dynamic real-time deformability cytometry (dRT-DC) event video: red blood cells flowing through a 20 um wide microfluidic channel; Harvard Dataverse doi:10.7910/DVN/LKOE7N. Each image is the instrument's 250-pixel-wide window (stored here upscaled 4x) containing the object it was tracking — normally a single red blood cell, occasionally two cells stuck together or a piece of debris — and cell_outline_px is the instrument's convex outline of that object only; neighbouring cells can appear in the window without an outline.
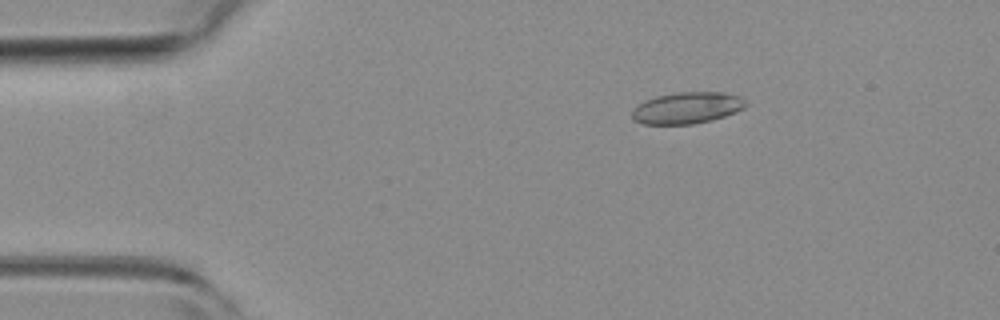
{"species": "common noctule bat (a hibernating species)", "species_latin": "Nyctalus noctula", "temperature_condition": "room temperature", "stored_images_in_passage": 3, "camera_frame_rate_fps": 3000, "um_per_image_px": 0.085, "animal": {"sex": "female", "body_mass_g": 19.3, "forearm_length_mm": 54.1}, "frame": {"image": 1, "passage_image": 1, "time_ms": 0.0, "image_size_px": [1000, 320], "cell_outline_px": [[748, 104], [744, 108], [736, 112], [712, 120], [692, 124], [644, 124], [632, 120], [632, 112], [640, 104], [656, 96], [676, 92], [724, 92], [740, 96]], "centroid_in_image_um": [58.44, 9.17], "position_along_channel_um": 26.6, "area_um2": 20.81}}
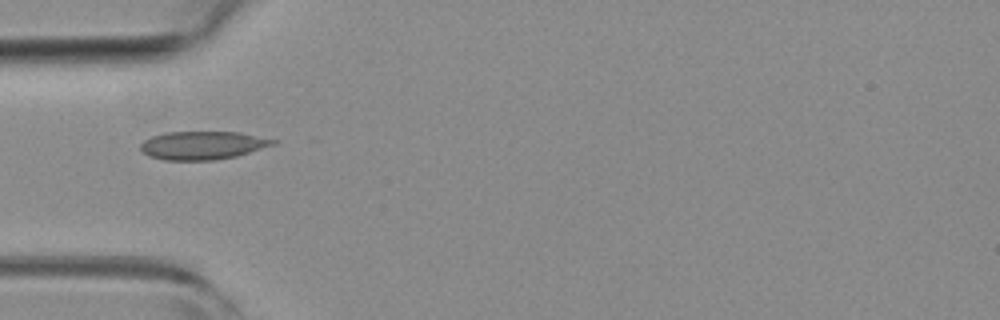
{"frame": {"image": 2, "passage_image": 3, "time_ms": 0.667, "image_size_px": [1000, 320], "cell_outline_px": [[276, 144], [236, 156], [216, 160], [164, 160], [148, 156], [140, 148], [140, 144], [144, 140], [152, 136], [164, 132], [240, 132], [276, 140]], "centroid_in_image_um": [17.2, 12.35], "position_along_channel_um": 67.8, "area_um2": 21.79}}